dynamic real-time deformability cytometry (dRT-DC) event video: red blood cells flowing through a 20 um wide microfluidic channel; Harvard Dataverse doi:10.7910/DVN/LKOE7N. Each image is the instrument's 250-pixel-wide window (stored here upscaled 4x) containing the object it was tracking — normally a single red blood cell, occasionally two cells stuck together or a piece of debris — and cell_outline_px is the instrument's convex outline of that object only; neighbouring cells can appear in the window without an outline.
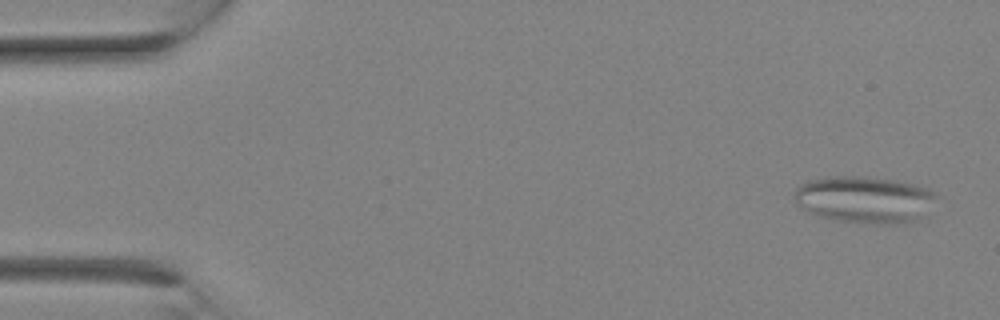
{"species": "Egyptian fruit bat (a non-hibernating species)", "species_latin": "Rousettus aegyptiacus", "temperature_condition": "room temperature", "stored_images_in_passage": 8, "camera_frame_rate_fps": 3000, "um_per_image_px": 0.085, "animal": {"sex": "female"}, "frame": {"image": 1, "passage_image": 1, "time_ms": 0.0, "image_size_px": [1000, 320], "cell_outline_px": [[936, 196], [924, 216], [916, 220], [904, 224], [876, 224], [836, 220], [816, 216], [800, 208], [796, 204], [792, 196], [796, 188], [800, 184], [808, 180], [824, 176], [864, 176], [896, 180], [928, 188], [936, 192]], "centroid_in_image_um": [73.43, 16.96], "position_along_channel_um": 11.6, "area_um2": 39.36}}
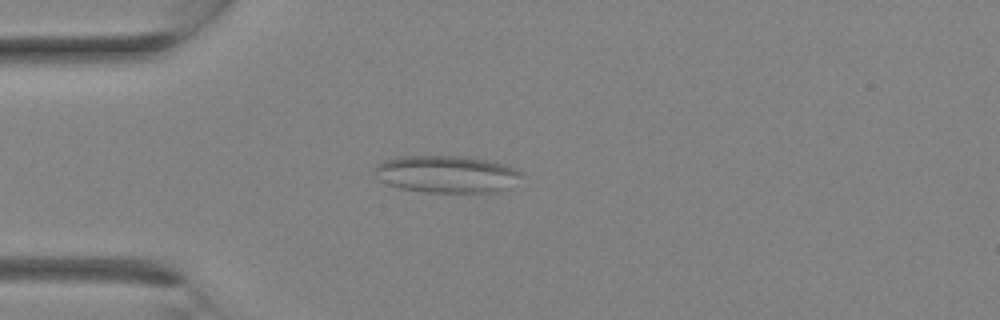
{"frame": {"image": 2, "passage_image": 7, "time_ms": 2.0, "image_size_px": [1000, 320], "cell_outline_px": [[524, 176], [508, 188], [488, 196], [424, 192], [400, 188], [388, 184], [380, 180], [372, 172], [372, 168], [376, 164], [384, 160], [400, 156], [468, 156], [496, 160], [516, 168], [524, 172]], "centroid_in_image_um": [38.07, 14.84], "position_along_channel_um": 46.9, "area_um2": 33.7}}